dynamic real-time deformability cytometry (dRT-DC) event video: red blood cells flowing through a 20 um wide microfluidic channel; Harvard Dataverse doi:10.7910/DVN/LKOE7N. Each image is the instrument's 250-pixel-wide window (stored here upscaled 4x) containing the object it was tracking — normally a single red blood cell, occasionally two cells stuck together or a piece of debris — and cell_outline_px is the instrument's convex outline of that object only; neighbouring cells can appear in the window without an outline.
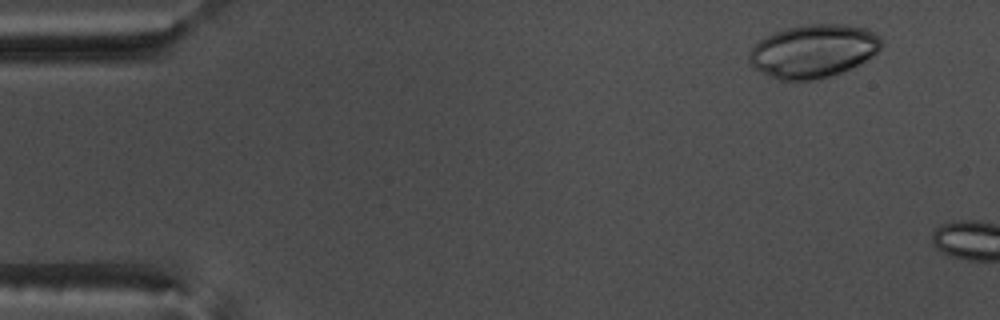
{"species": "common noctule bat (a hibernating species)", "species_latin": "Nyctalus noctula", "temperature_condition": "warm", "stored_images_in_passage": 5, "camera_frame_rate_fps": 3000, "um_per_image_px": 0.085, "animal": {"sex": "male", "body_mass_g": 17.5, "forearm_length_mm": 52.3}, "frame": {"image": 1, "passage_image": 1, "time_ms": 0.0, "image_size_px": [1000, 320], "cell_outline_px": [[884, 44], [876, 52], [864, 60], [840, 72], [816, 80], [780, 80], [752, 68], [748, 60], [748, 52], [764, 36], [800, 24], [844, 24], [868, 28], [876, 32], [884, 40]], "centroid_in_image_um": [69.13, 4.32], "position_along_channel_um": 15.9, "area_um2": 41.04}}